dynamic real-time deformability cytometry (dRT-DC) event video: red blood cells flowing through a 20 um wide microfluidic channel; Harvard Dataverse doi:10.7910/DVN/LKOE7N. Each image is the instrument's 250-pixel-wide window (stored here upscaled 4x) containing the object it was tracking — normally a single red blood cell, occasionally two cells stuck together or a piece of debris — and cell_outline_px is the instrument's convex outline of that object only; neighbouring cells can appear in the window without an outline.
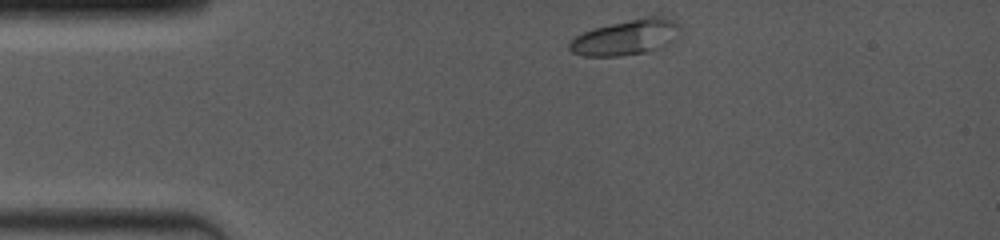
{"species": "common noctule bat (a hibernating species)", "species_latin": "Nyctalus noctula", "temperature_condition": "room temperature", "stored_images_in_passage": 21, "camera_frame_rate_fps": 4000, "um_per_image_px": 0.085, "animal": {"sex": "female", "body_mass_g": 19.0, "forearm_length_mm": 53.3}, "frame": {"image": 1, "passage_image": 1, "time_ms": 0.0, "image_size_px": [1000, 240], "cell_outline_px": [[676, 36], [672, 40], [648, 52], [620, 56], [584, 56], [572, 52], [568, 48], [568, 44], [576, 36], [584, 32], [596, 28], [644, 16], [660, 16], [672, 20], [676, 24]], "centroid_in_image_um": [53.14, 3.19], "position_along_channel_um": 31.9, "area_um2": 22.14}}
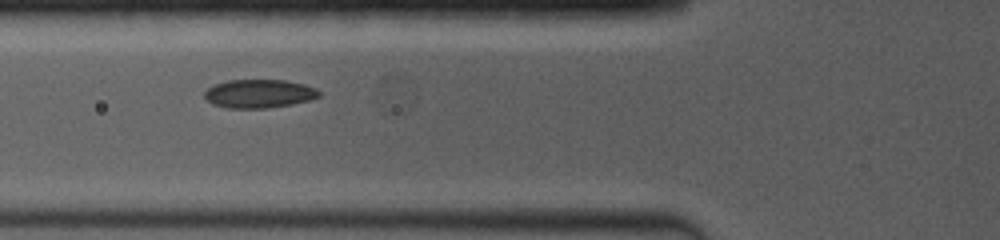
{"frame": {"image": 2, "passage_image": 10, "time_ms": 3.0, "image_size_px": [1000, 240], "cell_outline_px": [[320, 96], [308, 100], [292, 104], [268, 108], [228, 108], [212, 104], [204, 96], [204, 92], [212, 84], [228, 80], [284, 80], [304, 84], [316, 88], [320, 92]], "centroid_in_image_um": [22.0, 7.96], "position_along_channel_um": 103.8, "area_um2": 19.07}}
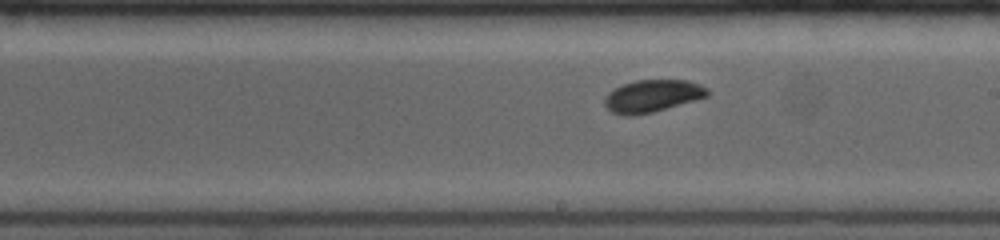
{"frame": {"image": 3, "passage_image": 20, "time_ms": 6.25, "image_size_px": [1000, 240], "cell_outline_px": [[712, 92], [708, 96], [652, 112], [632, 116], [628, 116], [612, 112], [604, 104], [604, 96], [608, 92], [624, 84], [636, 80], [688, 80], [700, 84], [708, 88]], "centroid_in_image_um": [55.47, 8.15], "position_along_channel_um": 233.5, "area_um2": 19.31}}